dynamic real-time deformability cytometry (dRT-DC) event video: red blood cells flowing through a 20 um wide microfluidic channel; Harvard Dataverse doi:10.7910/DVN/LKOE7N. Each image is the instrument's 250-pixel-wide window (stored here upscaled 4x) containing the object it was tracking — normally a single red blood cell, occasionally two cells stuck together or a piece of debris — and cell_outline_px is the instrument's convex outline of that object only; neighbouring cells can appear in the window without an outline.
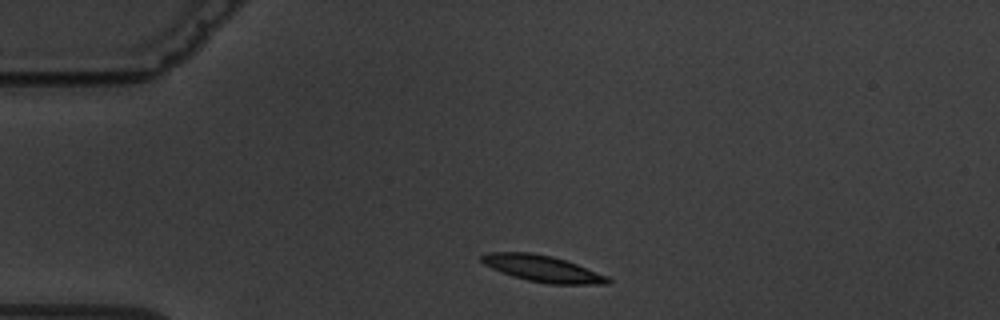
{"species": "common noctule bat (a hibernating species)", "species_latin": "Nyctalus noctula", "temperature_condition": "warm", "stored_images_in_passage": 3, "camera_frame_rate_fps": 3000, "um_per_image_px": 0.085, "animal": {"sex": "male", "body_mass_g": 19.5, "forearm_length_mm": 54.6}, "frame": {"image": 1, "passage_image": 1, "time_ms": 0.0, "image_size_px": [1000, 320], "cell_outline_px": [[612, 280], [608, 284], [548, 284], [528, 280], [512, 276], [492, 268], [484, 264], [480, 260], [480, 256], [484, 252], [532, 252], [552, 256], [576, 264], [608, 276]], "centroid_in_image_um": [46.09, 22.82], "position_along_channel_um": 38.9, "area_um2": 19.42}}
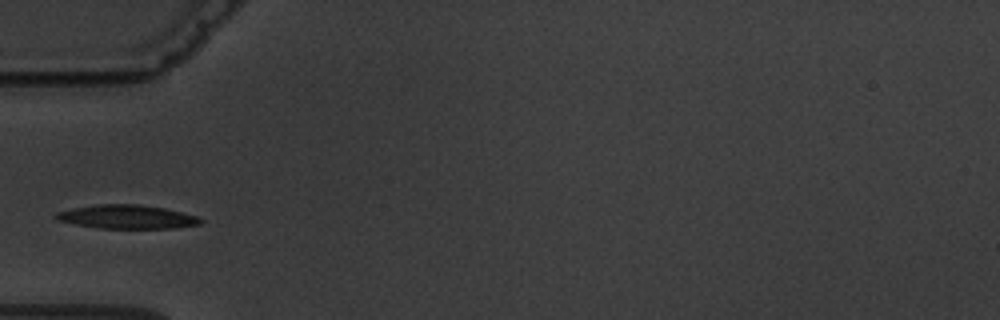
{"frame": {"image": 2, "passage_image": 3, "time_ms": 2.0, "image_size_px": [1000, 320], "cell_outline_px": [[204, 220], [200, 224], [172, 228], [100, 228], [76, 224], [56, 220], [52, 216], [56, 212], [72, 208], [96, 204], [140, 204], [164, 208], [196, 216]], "centroid_in_image_um": [10.74, 18.42], "position_along_channel_um": 74.3, "area_um2": 19.94}}